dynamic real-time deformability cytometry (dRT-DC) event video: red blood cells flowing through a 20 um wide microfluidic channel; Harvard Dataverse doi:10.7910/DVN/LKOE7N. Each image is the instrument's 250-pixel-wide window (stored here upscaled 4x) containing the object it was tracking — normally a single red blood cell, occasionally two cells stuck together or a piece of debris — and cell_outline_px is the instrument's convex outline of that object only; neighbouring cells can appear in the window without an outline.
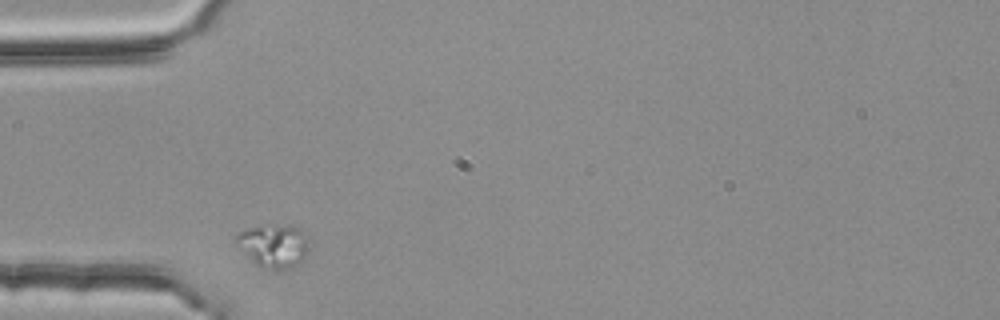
{"species": "common noctule bat (a hibernating species)", "species_latin": "Nyctalus noctula", "temperature_condition": "room temperature", "stored_images_in_passage": 1, "camera_frame_rate_fps": 3000, "um_per_image_px": 0.085, "animal": {"sex": "female", "body_mass_g": 25.1}, "frame": {"image": 1, "passage_image": 1, "time_ms": 0.0, "image_size_px": [1000, 320], "cell_outline_px": [[308, 248], [304, 256], [296, 264], [288, 268], [260, 268], [236, 244], [236, 236], [240, 232], [248, 228], [272, 224], [292, 224], [300, 228], [308, 236]], "centroid_in_image_um": [23.28, 20.83], "position_along_channel_um": 61.7, "area_um2": 18.21}}